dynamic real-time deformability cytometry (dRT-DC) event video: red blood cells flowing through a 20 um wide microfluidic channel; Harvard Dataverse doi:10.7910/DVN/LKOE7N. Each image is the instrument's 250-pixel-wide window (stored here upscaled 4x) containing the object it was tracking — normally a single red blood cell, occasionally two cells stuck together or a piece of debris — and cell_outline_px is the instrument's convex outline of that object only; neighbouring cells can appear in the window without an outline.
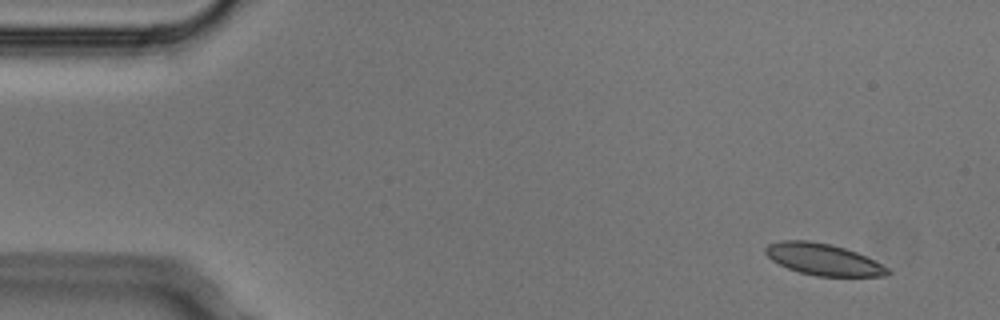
{"species": "Egyptian fruit bat (a non-hibernating species)", "species_latin": "Rousettus aegyptiacus", "temperature_condition": "cold", "stored_images_in_passage": 4, "camera_frame_rate_fps": 3000, "um_per_image_px": 0.085, "animal": {"sex": "male"}, "frame": {"image": 1, "passage_image": 1, "time_ms": 0.0, "image_size_px": [1000, 320], "cell_outline_px": [[892, 272], [884, 276], [816, 276], [800, 272], [788, 268], [772, 260], [764, 252], [764, 248], [768, 244], [780, 240], [808, 240], [832, 244], [856, 252], [888, 268]], "centroid_in_image_um": [69.94, 22.04], "position_along_channel_um": 15.1, "area_um2": 22.31}}
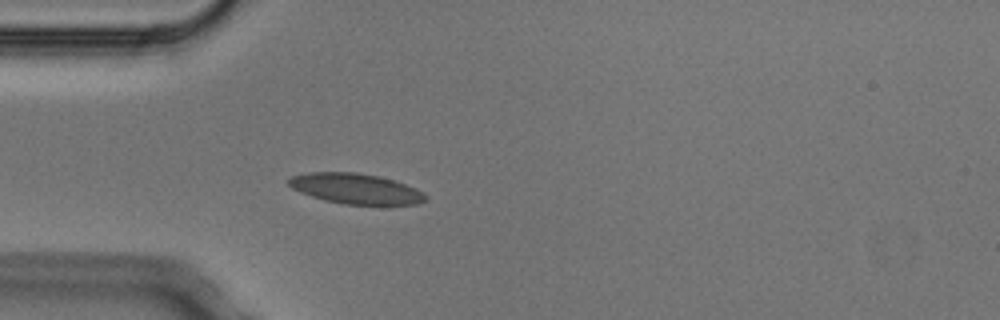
{"frame": {"image": 2, "passage_image": 4, "time_ms": 1.0, "image_size_px": [1000, 320], "cell_outline_px": [[428, 200], [420, 204], [344, 204], [324, 200], [300, 192], [292, 188], [288, 184], [288, 180], [292, 176], [308, 172], [356, 172], [380, 176], [416, 188], [424, 192], [428, 196]], "centroid_in_image_um": [30.26, 16.03], "position_along_channel_um": 54.7, "area_um2": 24.22}}